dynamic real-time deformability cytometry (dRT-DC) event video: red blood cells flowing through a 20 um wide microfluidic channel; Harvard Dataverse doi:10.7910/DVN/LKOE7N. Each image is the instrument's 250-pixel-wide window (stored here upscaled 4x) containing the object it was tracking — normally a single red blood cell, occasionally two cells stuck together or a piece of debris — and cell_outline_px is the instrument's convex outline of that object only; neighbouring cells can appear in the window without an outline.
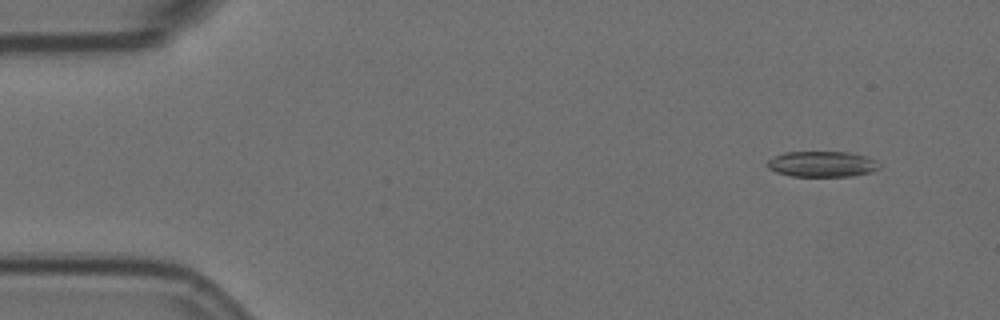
{"species": "Egyptian fruit bat (a non-hibernating species)", "species_latin": "Rousettus aegyptiacus", "temperature_condition": "room temperature", "stored_images_in_passage": 9, "camera_frame_rate_fps": 3000, "um_per_image_px": 0.085, "animal": {"sex": "female"}, "frame": {"image": 1, "passage_image": 2, "time_ms": 0.333, "image_size_px": [1000, 320], "cell_outline_px": [[880, 168], [872, 172], [852, 176], [792, 176], [776, 172], [768, 168], [768, 160], [772, 156], [784, 152], [848, 152], [864, 156], [876, 160], [880, 164]], "centroid_in_image_um": [69.88, 13.94], "position_along_channel_um": 15.1, "area_um2": 16.82}}
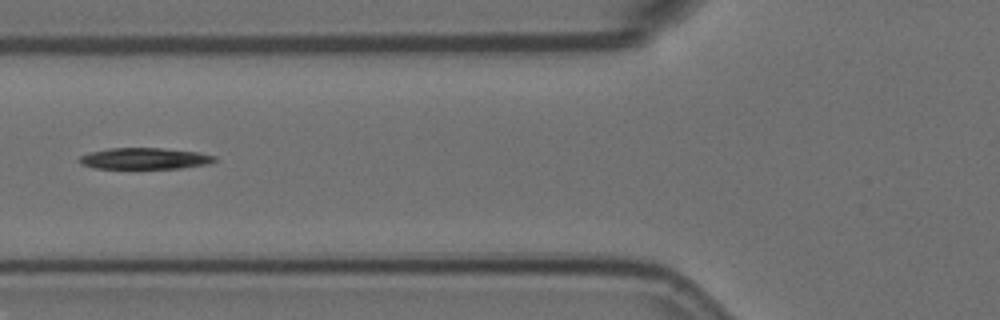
{"frame": {"image": 2, "passage_image": 7, "time_ms": 2.0, "image_size_px": [1000, 320], "cell_outline_px": [[216, 160], [208, 164], [180, 168], [96, 168], [80, 164], [76, 160], [80, 156], [92, 152], [108, 148], [160, 148], [196, 152], [216, 156]], "centroid_in_image_um": [12.26, 13.47], "position_along_channel_um": 113.5, "area_um2": 16.65}}
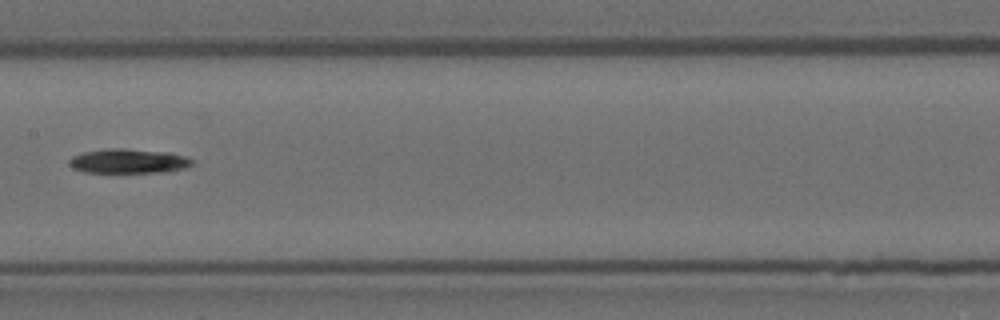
{"frame": {"image": 3, "passage_image": 9, "time_ms": 2.667, "image_size_px": [1000, 320], "cell_outline_px": [[196, 160], [192, 164], [184, 168], [168, 172], [84, 172], [72, 168], [68, 164], [68, 160], [72, 156], [84, 152], [108, 148], [124, 148], [168, 152], [184, 156]], "centroid_in_image_um": [10.92, 13.69], "position_along_channel_um": 196.5, "area_um2": 17.63}}